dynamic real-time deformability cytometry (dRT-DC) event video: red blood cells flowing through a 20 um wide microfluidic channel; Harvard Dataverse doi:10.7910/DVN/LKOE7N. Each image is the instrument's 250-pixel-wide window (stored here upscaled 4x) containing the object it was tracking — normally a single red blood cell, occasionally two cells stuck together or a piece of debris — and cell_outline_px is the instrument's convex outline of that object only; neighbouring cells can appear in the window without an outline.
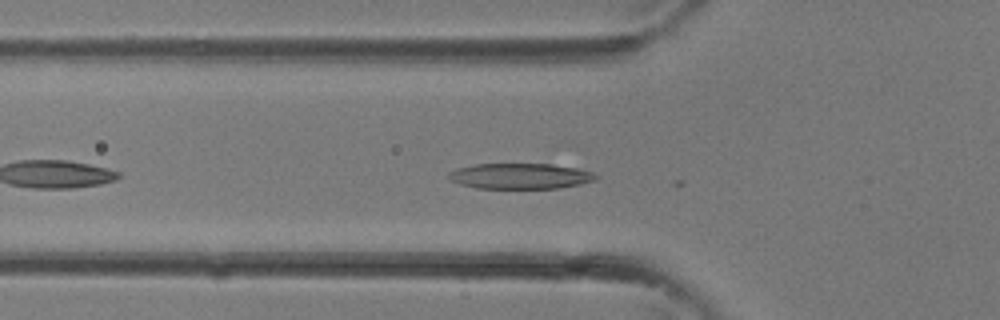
{"species": "common noctule bat (a hibernating species)", "species_latin": "Nyctalus noctula", "temperature_condition": "room temperature", "stored_images_in_passage": 5, "camera_frame_rate_fps": 3000, "um_per_image_px": 0.085, "animal": {"sex": "female"}, "frame": {"image": 1, "passage_image": 4, "time_ms": 1.0, "image_size_px": [1000, 320], "cell_outline_px": [[600, 176], [596, 180], [580, 184], [560, 188], [476, 188], [460, 184], [452, 180], [448, 176], [448, 172], [456, 168], [476, 164], [552, 164], [580, 168], [592, 172]], "centroid_in_image_um": [44.26, 14.96], "position_along_channel_um": 81.5, "area_um2": 22.08}}